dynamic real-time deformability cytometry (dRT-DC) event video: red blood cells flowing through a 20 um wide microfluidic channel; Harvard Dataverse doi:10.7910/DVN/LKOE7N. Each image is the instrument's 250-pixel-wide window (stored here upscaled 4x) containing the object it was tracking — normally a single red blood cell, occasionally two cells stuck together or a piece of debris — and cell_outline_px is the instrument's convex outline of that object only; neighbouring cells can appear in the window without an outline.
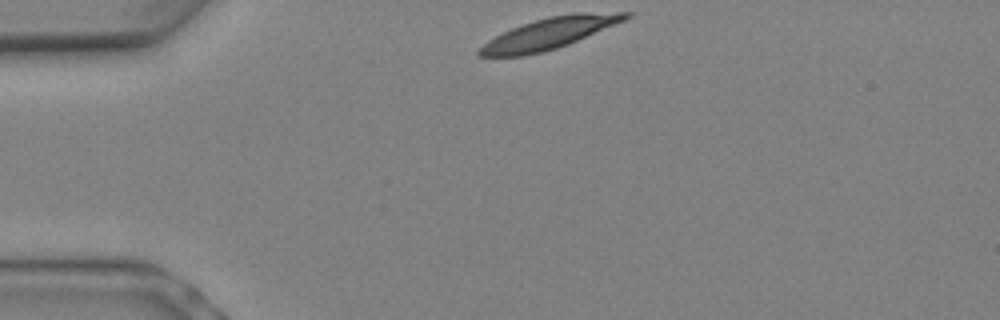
{"species": "Egyptian fruit bat (a non-hibernating species)", "species_latin": "Rousettus aegyptiacus", "temperature_condition": "warm", "stored_images_in_passage": 4, "camera_frame_rate_fps": 3000, "um_per_image_px": 0.085, "animal": {"sex": "female"}, "frame": {"image": 1, "passage_image": 1, "time_ms": 0.0, "image_size_px": [1000, 320], "cell_outline_px": [[632, 16], [624, 20], [568, 44], [544, 52], [524, 56], [480, 56], [476, 52], [488, 40], [512, 28], [548, 16], [576, 12], [632, 12]], "centroid_in_image_um": [46.71, 2.83], "position_along_channel_um": 38.3, "area_um2": 26.18}}
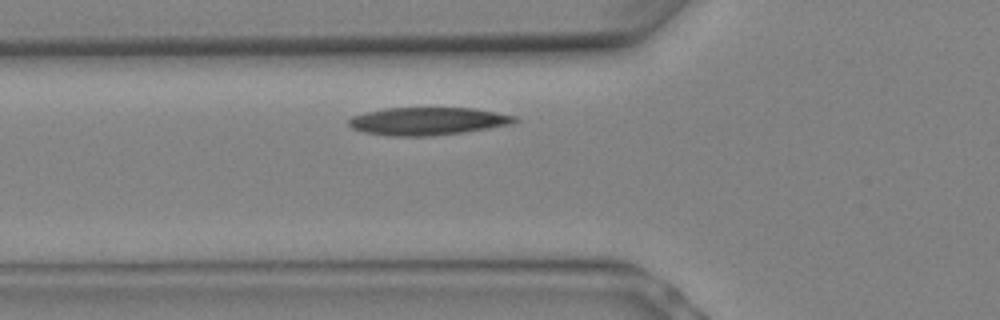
{"frame": {"image": 2, "passage_image": 4, "time_ms": 1.0, "image_size_px": [1000, 320], "cell_outline_px": [[520, 120], [512, 124], [464, 132], [428, 136], [392, 136], [364, 132], [352, 128], [348, 124], [348, 120], [352, 116], [384, 108], [472, 108], [516, 116]], "centroid_in_image_um": [36.36, 10.3], "position_along_channel_um": 89.4, "area_um2": 26.7}}